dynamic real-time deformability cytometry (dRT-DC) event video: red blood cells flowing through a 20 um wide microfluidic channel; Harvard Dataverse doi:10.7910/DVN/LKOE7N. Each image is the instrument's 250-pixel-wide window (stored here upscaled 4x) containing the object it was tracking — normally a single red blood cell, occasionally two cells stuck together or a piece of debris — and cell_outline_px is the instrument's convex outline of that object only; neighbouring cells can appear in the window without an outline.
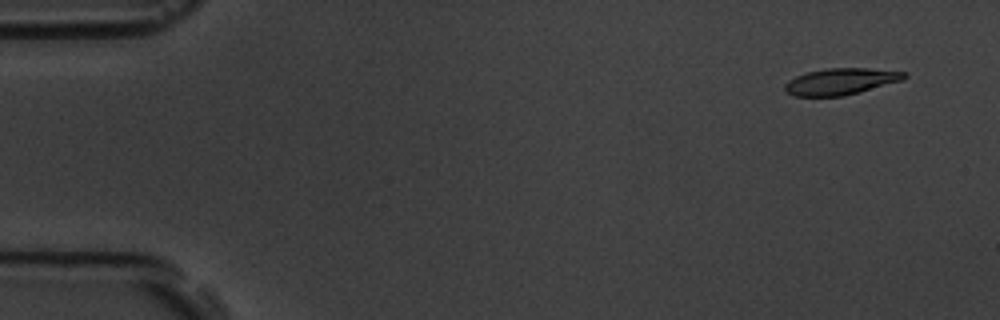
{"species": "common noctule bat (a hibernating species)", "species_latin": "Nyctalus noctula", "temperature_condition": "room temperature", "stored_images_in_passage": 9, "camera_frame_rate_fps": 3000, "um_per_image_px": 0.085, "animal": {"sex": "male", "body_mass_g": 19.5, "forearm_length_mm": 54.6}, "frame": {"image": 1, "passage_image": 1, "time_ms": 0.0, "image_size_px": [1000, 320], "cell_outline_px": [[908, 76], [904, 80], [844, 96], [796, 96], [788, 92], [784, 88], [784, 84], [788, 80], [796, 76], [808, 72], [828, 68], [868, 68], [908, 72]], "centroid_in_image_um": [71.51, 6.92], "position_along_channel_um": 13.5, "area_um2": 18.44}}
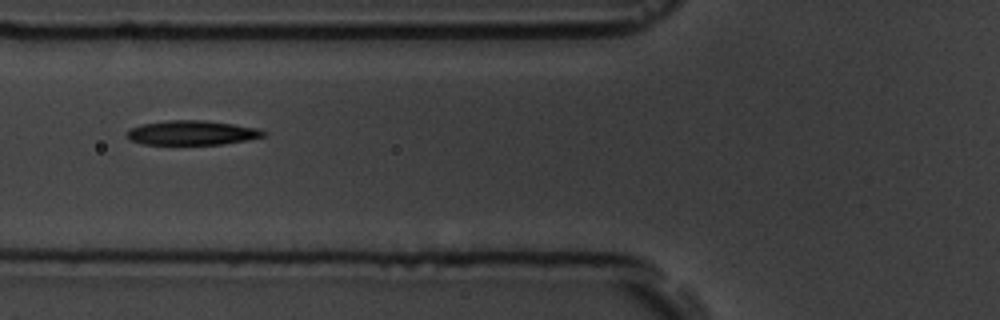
{"frame": {"image": 2, "passage_image": 6, "time_ms": 6.0, "image_size_px": [1000, 320], "cell_outline_px": [[268, 132], [264, 136], [244, 140], [220, 144], [144, 144], [132, 140], [124, 136], [124, 132], [128, 128], [140, 124], [168, 120], [204, 120], [232, 124], [256, 128]], "centroid_in_image_um": [16.23, 11.27], "position_along_channel_um": 109.6, "area_um2": 19.42}}
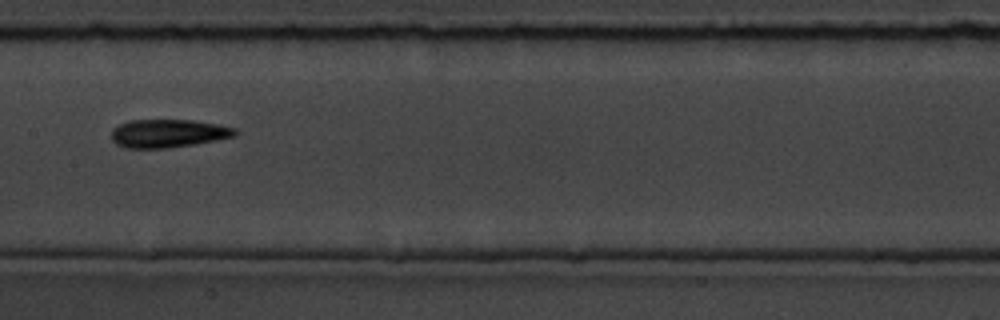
{"frame": {"image": 3, "passage_image": 8, "time_ms": 8.333, "image_size_px": [1000, 320], "cell_outline_px": [[240, 132], [236, 136], [216, 140], [168, 148], [124, 148], [116, 144], [112, 140], [112, 128], [128, 120], [192, 120], [220, 124], [236, 128]], "centroid_in_image_um": [14.31, 11.33], "position_along_channel_um": 193.1, "area_um2": 20.52}}